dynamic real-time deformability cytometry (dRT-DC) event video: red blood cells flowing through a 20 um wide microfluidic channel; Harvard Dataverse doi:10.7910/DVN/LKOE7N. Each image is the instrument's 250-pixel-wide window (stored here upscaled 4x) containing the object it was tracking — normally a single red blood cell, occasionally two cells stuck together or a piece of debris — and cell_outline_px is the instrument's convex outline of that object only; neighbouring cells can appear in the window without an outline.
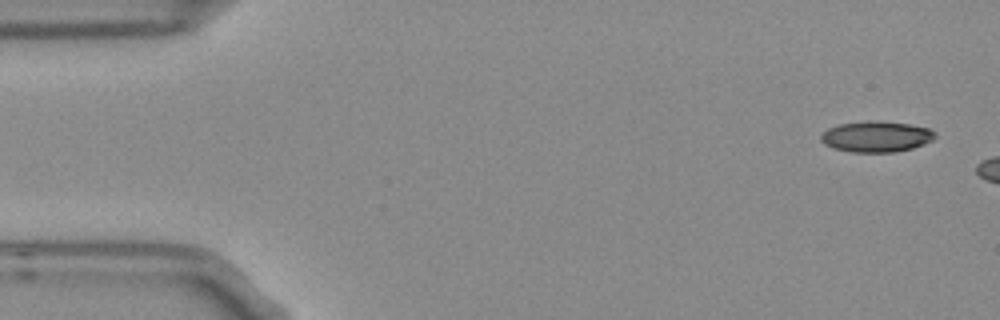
{"species": "Egyptian fruit bat (a non-hibernating species)", "species_latin": "Rousettus aegyptiacus", "temperature_condition": "room temperature", "stored_images_in_passage": 5, "camera_frame_rate_fps": 3000, "um_per_image_px": 0.085, "frame": {"image": 1, "passage_image": 1, "time_ms": 0.0, "image_size_px": [1000, 320], "cell_outline_px": [[936, 136], [932, 140], [924, 144], [912, 148], [896, 152], [852, 152], [832, 148], [824, 144], [820, 140], [820, 136], [828, 128], [840, 124], [868, 120], [876, 120], [912, 124], [928, 128], [936, 132]], "centroid_in_image_um": [74.49, 11.6], "position_along_channel_um": 10.5, "area_um2": 20.75}}
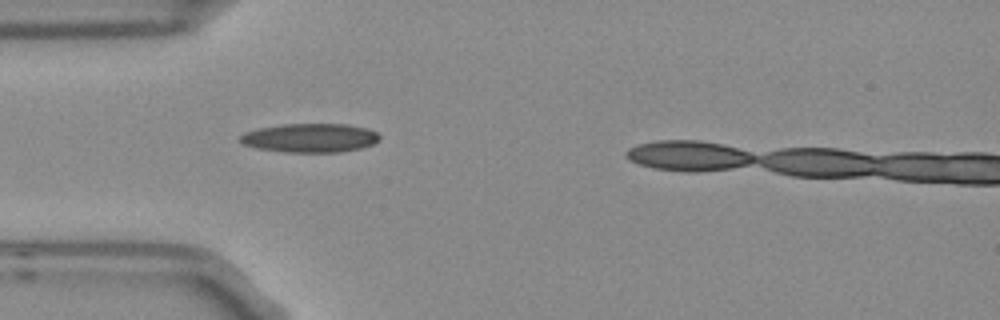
{"frame": {"image": 2, "passage_image": 4, "time_ms": 1.0, "image_size_px": [1000, 320], "cell_outline_px": [[380, 140], [372, 144], [360, 148], [340, 152], [284, 152], [256, 148], [244, 144], [240, 140], [240, 136], [244, 132], [260, 128], [284, 124], [344, 124], [368, 128], [376, 132], [380, 136]], "centroid_in_image_um": [26.37, 11.72], "position_along_channel_um": 58.6, "area_um2": 23.41}}